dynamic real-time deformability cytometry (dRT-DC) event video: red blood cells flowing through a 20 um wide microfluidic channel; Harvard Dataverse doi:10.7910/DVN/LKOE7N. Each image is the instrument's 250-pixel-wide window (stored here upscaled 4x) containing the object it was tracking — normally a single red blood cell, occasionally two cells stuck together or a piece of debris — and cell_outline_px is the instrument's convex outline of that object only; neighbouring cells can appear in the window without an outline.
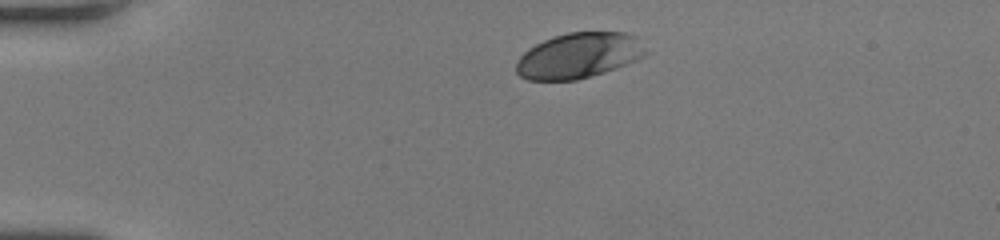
{"species": "human", "species_latin": "Homo sapiens", "temperature_condition": "room temperature", "stored_images_in_passage": 33, "camera_frame_rate_fps": 3000, "um_per_image_px": 0.085, "donor": {"sex": "female"}, "frame": {"image": 1, "passage_image": 1, "time_ms": 0.0, "image_size_px": [1000, 240], "cell_outline_px": [[648, 52], [644, 56], [636, 60], [616, 68], [604, 72], [576, 80], [528, 80], [520, 76], [516, 72], [516, 64], [520, 56], [528, 48], [544, 40], [568, 32], [624, 32], [636, 36]], "centroid_in_image_um": [49.2, 4.72], "position_along_channel_um": 35.8, "area_um2": 34.22}}
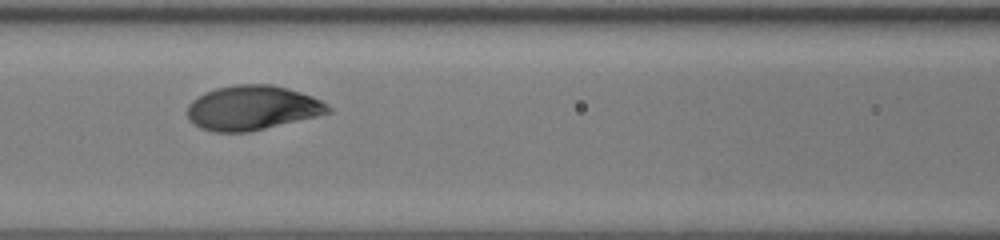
{"frame": {"image": 2, "passage_image": 13, "time_ms": 4.0, "image_size_px": [1000, 240], "cell_outline_px": [[332, 112], [316, 116], [248, 132], [212, 132], [200, 128], [188, 120], [188, 104], [192, 100], [204, 92], [216, 88], [236, 84], [272, 84], [288, 88], [312, 96], [328, 104], [332, 108]], "centroid_in_image_um": [21.43, 9.16], "position_along_channel_um": 145.2, "area_um2": 36.59}}
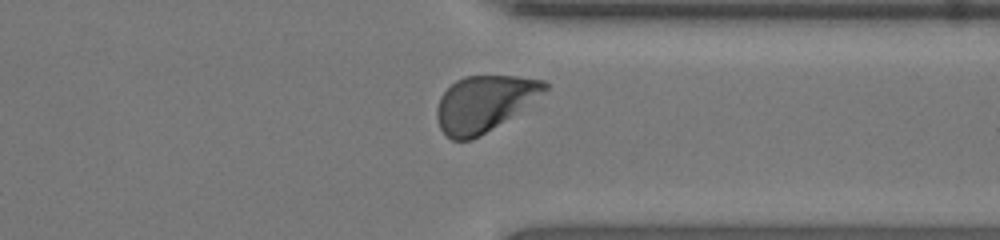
{"frame": {"image": 3, "passage_image": 29, "time_ms": 9.333, "image_size_px": [1000, 240], "cell_outline_px": [[548, 88], [544, 92], [480, 136], [472, 140], [452, 140], [440, 128], [436, 120], [436, 108], [440, 96], [456, 80], [464, 76], [516, 76], [544, 80], [548, 84]], "centroid_in_image_um": [41.09, 8.78], "position_along_channel_um": 370.3, "area_um2": 34.39}, "authors_computed_cell_mechanics": {"area_um2": 35.8938, "velocity_mm_per_s": 4.2176, "shape_relaxation_time_tau1_ms": 2.2298, "shape_relaxation_time_tau2_ms": null, "deformation_change_tau1": 0.1427, "deformation_change_tau2": null}}